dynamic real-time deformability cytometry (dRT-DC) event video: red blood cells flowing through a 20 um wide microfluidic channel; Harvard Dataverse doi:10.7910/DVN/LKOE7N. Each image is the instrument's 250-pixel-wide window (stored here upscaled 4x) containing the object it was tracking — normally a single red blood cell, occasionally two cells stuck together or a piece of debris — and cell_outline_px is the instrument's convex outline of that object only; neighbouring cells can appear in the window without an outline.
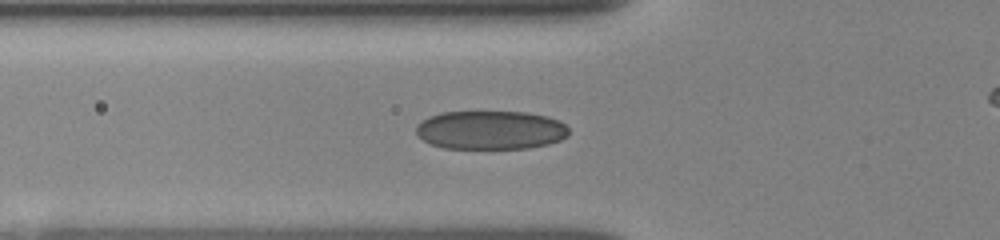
{"species": "human", "species_latin": "Homo sapiens", "temperature_condition": "room temperature", "stored_images_in_passage": 7, "camera_frame_rate_fps": 3000, "um_per_image_px": 0.085, "donor": {"sex": "female"}, "frame": {"image": 1, "passage_image": 5, "time_ms": 2.667, "image_size_px": [1000, 240], "cell_outline_px": [[568, 136], [560, 140], [548, 144], [528, 148], [444, 148], [432, 144], [424, 140], [416, 132], [416, 124], [420, 120], [428, 116], [440, 112], [524, 112], [548, 116], [560, 120], [568, 128]], "centroid_in_image_um": [41.7, 11.04], "position_along_channel_um": 84.1, "area_um2": 34.56}}
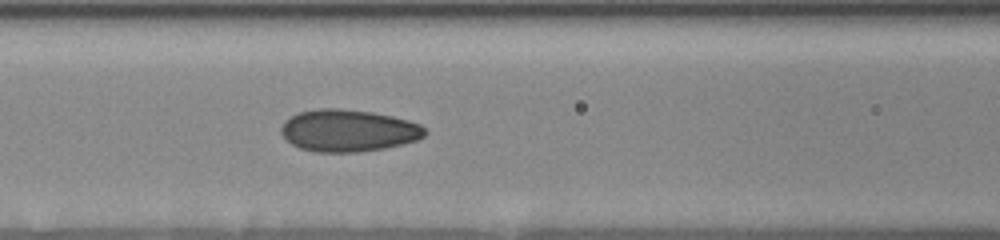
{"frame": {"image": 2, "passage_image": 7, "time_ms": 4.0, "image_size_px": [1000, 240], "cell_outline_px": [[428, 132], [424, 136], [416, 140], [384, 148], [356, 152], [316, 152], [300, 148], [292, 144], [280, 132], [280, 128], [284, 120], [300, 112], [320, 108], [340, 108], [372, 112], [392, 116], [408, 120], [420, 124]], "centroid_in_image_um": [29.59, 11.09], "position_along_channel_um": 137.0, "area_um2": 35.14}}